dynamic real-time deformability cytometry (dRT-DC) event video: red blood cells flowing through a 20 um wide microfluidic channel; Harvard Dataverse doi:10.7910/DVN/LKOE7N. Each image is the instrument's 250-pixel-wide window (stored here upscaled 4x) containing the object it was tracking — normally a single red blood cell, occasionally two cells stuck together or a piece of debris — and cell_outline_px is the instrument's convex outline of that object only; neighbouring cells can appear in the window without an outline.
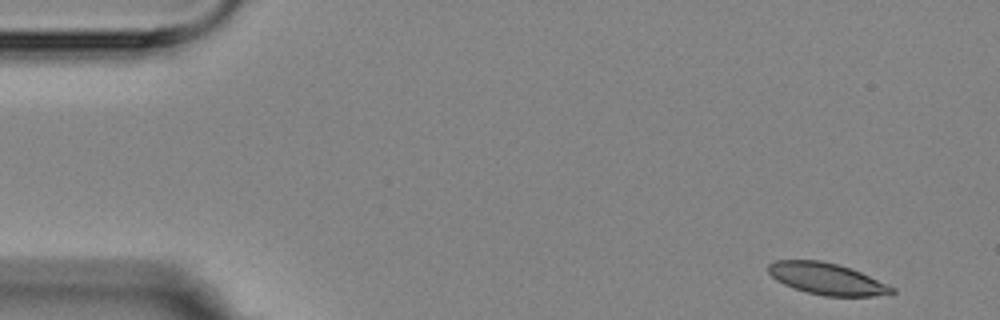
{"species": "Egyptian fruit bat (a non-hibernating species)", "species_latin": "Rousettus aegyptiacus", "temperature_condition": "room temperature", "stored_images_in_passage": 16, "camera_frame_rate_fps": 3000, "um_per_image_px": 0.085, "animal": {"sex": "female"}, "frame": {"image": 1, "passage_image": 1, "time_ms": 0.0, "image_size_px": [1000, 320], "cell_outline_px": [[896, 292], [872, 296], [824, 296], [808, 292], [784, 284], [776, 280], [768, 272], [768, 264], [776, 260], [820, 260], [852, 268], [896, 288]], "centroid_in_image_um": [70.28, 23.69], "position_along_channel_um": 14.7, "area_um2": 22.6}}
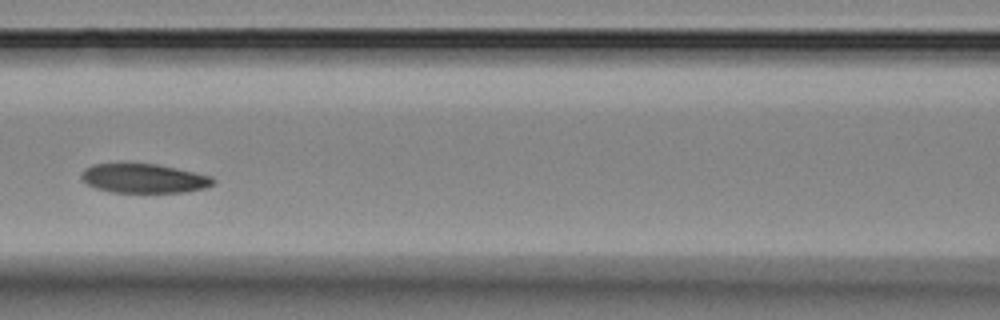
{"frame": {"image": 2, "passage_image": 7, "time_ms": 7.0, "image_size_px": [1000, 320], "cell_outline_px": [[216, 184], [204, 188], [184, 192], [112, 192], [96, 188], [88, 184], [80, 176], [84, 168], [92, 164], [156, 164], [176, 168], [212, 176], [216, 180]], "centroid_in_image_um": [12.26, 15.16], "position_along_channel_um": 154.3, "area_um2": 22.31}}
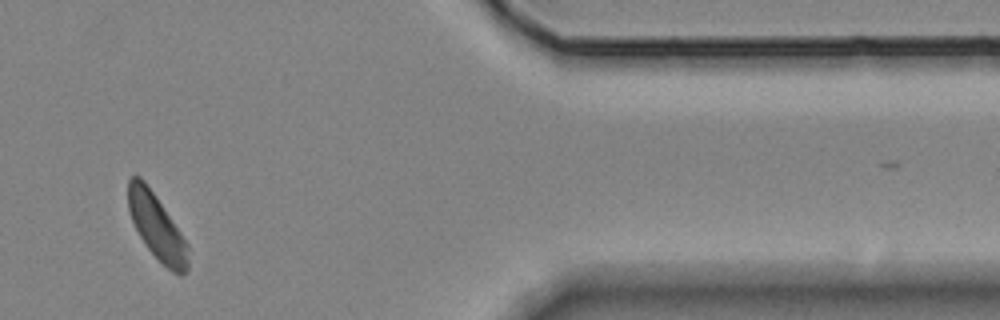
{"frame": {"image": 3, "passage_image": 14, "time_ms": 15.0, "image_size_px": [1000, 320], "cell_outline_px": [[188, 268], [180, 276], [172, 272], [144, 244], [132, 220], [128, 208], [128, 180], [132, 176], [140, 176], [144, 180], [156, 196], [188, 244]], "centroid_in_image_um": [13.32, 19.27], "position_along_channel_um": 398.1, "area_um2": 22.43}, "authors_computed_cell_mechanics": {"area_um2": 23.2645, "velocity_mm_per_s": 3.4918, "shape_relaxation_time_tau1_ms": 7.667, "shape_relaxation_time_tau2_ms": null, "deformation_change_tau1": 0.1513, "deformation_change_tau2": null}}